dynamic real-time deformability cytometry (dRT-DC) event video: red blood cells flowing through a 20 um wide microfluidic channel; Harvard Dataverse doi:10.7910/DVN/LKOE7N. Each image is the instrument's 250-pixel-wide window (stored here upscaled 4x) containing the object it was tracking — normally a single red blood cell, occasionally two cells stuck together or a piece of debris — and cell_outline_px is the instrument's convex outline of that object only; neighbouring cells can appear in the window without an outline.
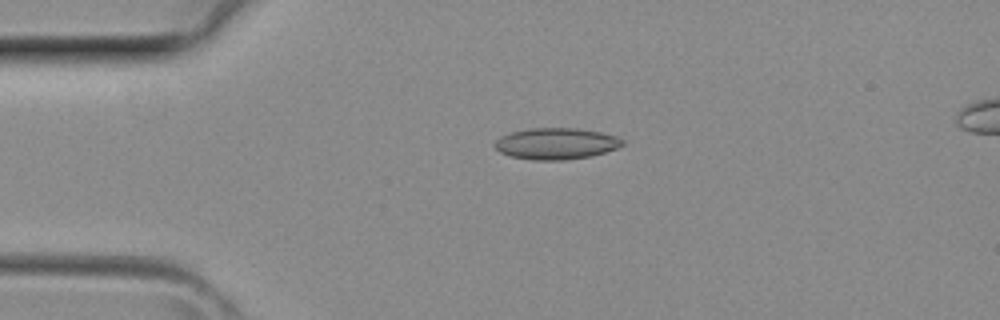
{"species": "common noctule bat (a hibernating species)", "species_latin": "Nyctalus noctula", "temperature_condition": "room temperature", "stored_images_in_passage": 7, "camera_frame_rate_fps": 3000, "um_per_image_px": 0.085, "animal": {"sex": "female", "body_mass_g": 29.2, "forearm_length_mm": 56.3}, "frame": {"image": 1, "passage_image": 1, "time_ms": 0.0, "image_size_px": [1000, 320], "cell_outline_px": [[624, 144], [616, 148], [592, 156], [564, 160], [532, 160], [508, 156], [500, 152], [492, 144], [500, 136], [512, 132], [528, 128], [576, 128], [600, 132], [616, 136], [624, 140]], "centroid_in_image_um": [47.24, 12.21], "position_along_channel_um": 37.8, "area_um2": 23.47}}
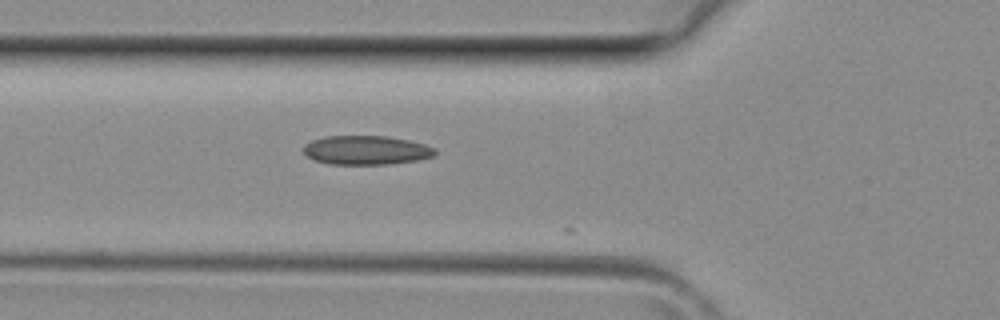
{"frame": {"image": 2, "passage_image": 6, "time_ms": 1.667, "image_size_px": [1000, 320], "cell_outline_px": [[436, 156], [416, 160], [388, 164], [328, 164], [312, 160], [304, 152], [304, 144], [312, 140], [324, 136], [388, 136], [408, 140], [424, 144], [436, 148]], "centroid_in_image_um": [31.12, 12.76], "position_along_channel_um": 94.7, "area_um2": 22.37}}